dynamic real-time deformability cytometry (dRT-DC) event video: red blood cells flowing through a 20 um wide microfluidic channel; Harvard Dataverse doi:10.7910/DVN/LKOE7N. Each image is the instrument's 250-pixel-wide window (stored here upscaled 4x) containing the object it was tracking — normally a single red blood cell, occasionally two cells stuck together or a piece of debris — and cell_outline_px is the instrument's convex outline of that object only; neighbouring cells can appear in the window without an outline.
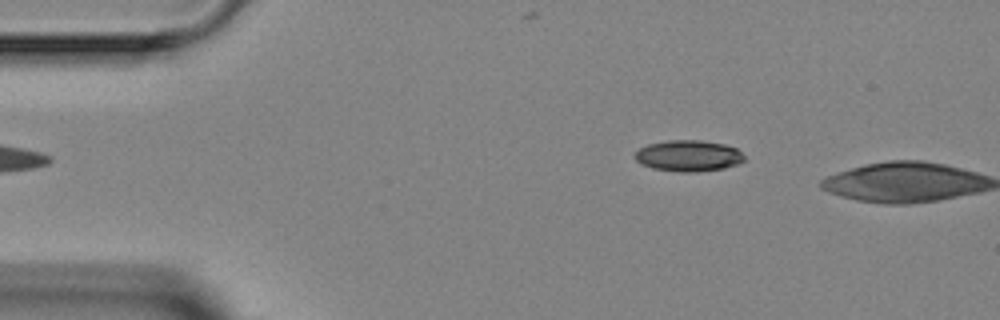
{"species": "Egyptian fruit bat (a non-hibernating species)", "species_latin": "Rousettus aegyptiacus", "temperature_condition": "room temperature", "stored_images_in_passage": 2, "camera_frame_rate_fps": 3000, "um_per_image_px": 0.085, "animal": {"sex": "female"}, "frame": {"image": 1, "passage_image": 1, "time_ms": 0.0, "image_size_px": [1000, 320], "cell_outline_px": [[744, 160], [740, 164], [724, 168], [696, 172], [680, 172], [652, 168], [640, 164], [636, 160], [636, 152], [640, 148], [648, 144], [668, 140], [700, 140], [724, 144], [736, 148], [744, 156]], "centroid_in_image_um": [58.53, 13.25], "position_along_channel_um": 26.5, "area_um2": 19.88}}